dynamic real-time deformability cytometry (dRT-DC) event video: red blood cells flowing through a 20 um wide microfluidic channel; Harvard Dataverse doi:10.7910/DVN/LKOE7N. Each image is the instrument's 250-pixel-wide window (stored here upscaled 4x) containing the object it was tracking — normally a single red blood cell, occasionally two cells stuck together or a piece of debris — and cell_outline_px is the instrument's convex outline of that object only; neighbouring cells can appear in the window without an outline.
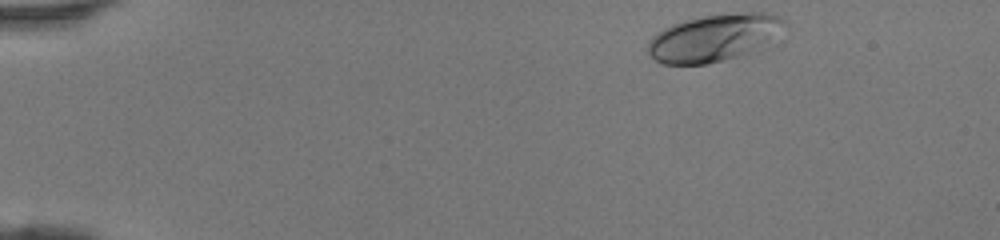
{"species": "human", "species_latin": "Homo sapiens", "temperature_condition": "room temperature", "stored_images_in_passage": 40, "camera_frame_rate_fps": 3000, "um_per_image_px": 0.085, "donor": {"sex": "female"}, "frame": {"image": 1, "passage_image": 1, "time_ms": 0.0, "image_size_px": [1000, 240], "cell_outline_px": [[788, 24], [748, 52], [736, 56], [708, 64], [664, 64], [648, 56], [648, 40], [656, 32], [672, 24], [684, 20], [704, 16], [748, 12], [764, 12], [780, 16]], "centroid_in_image_um": [60.58, 3.2], "position_along_channel_um": 24.4, "area_um2": 36.65}}
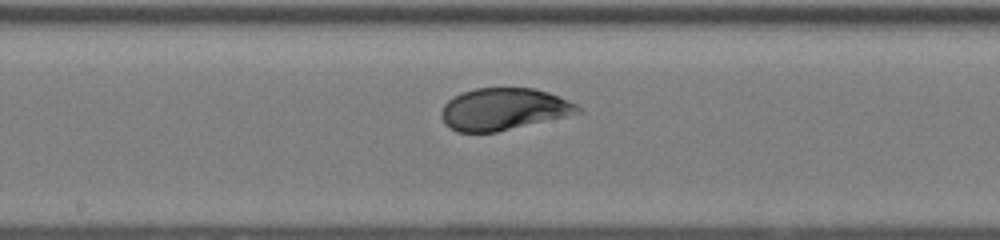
{"frame": {"image": 2, "passage_image": 20, "time_ms": 6.333, "image_size_px": [1000, 240], "cell_outline_px": [[584, 112], [496, 132], [456, 132], [444, 124], [440, 112], [444, 104], [448, 100], [464, 92], [476, 88], [532, 88], [548, 92], [560, 96], [576, 104]], "centroid_in_image_um": [42.81, 9.28], "position_along_channel_um": 205.4, "area_um2": 33.29}}
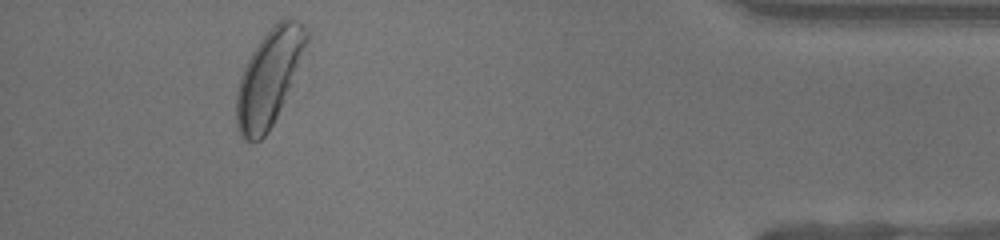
{"frame": {"image": 3, "passage_image": 37, "time_ms": 12.0, "image_size_px": [1000, 240], "cell_outline_px": [[308, 40], [280, 108], [268, 132], [260, 140], [252, 144], [244, 140], [240, 136], [236, 128], [236, 92], [244, 68], [252, 52], [260, 40], [284, 16], [288, 16], [304, 24], [308, 32]], "centroid_in_image_um": [22.83, 6.63], "position_along_channel_um": 412.4, "area_um2": 38.26}}